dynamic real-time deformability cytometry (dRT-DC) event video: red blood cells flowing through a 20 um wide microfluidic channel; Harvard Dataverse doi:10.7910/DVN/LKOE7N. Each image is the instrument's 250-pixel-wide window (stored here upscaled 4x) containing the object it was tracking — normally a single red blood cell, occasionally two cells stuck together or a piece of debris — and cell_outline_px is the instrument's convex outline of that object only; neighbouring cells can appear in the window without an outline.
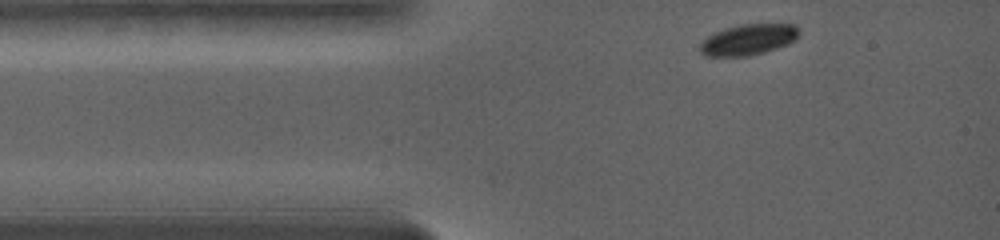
{"species": "common noctule bat (a hibernating species)", "species_latin": "Nyctalus noctula", "temperature_condition": "warm", "stored_images_in_passage": 21, "camera_frame_rate_fps": 5000, "um_per_image_px": 0.085, "animal": {"sex": "female", "body_mass_g": 19.0, "forearm_length_mm": 56.7}, "frame": {"image": 1, "passage_image": 1, "time_ms": 0.0, "image_size_px": [1000, 240], "cell_outline_px": [[800, 32], [796, 40], [788, 44], [764, 52], [748, 56], [708, 56], [700, 52], [700, 44], [708, 36], [724, 28], [736, 24], [796, 24]], "centroid_in_image_um": [63.64, 3.35], "position_along_channel_um": 21.4, "area_um2": 17.86}}
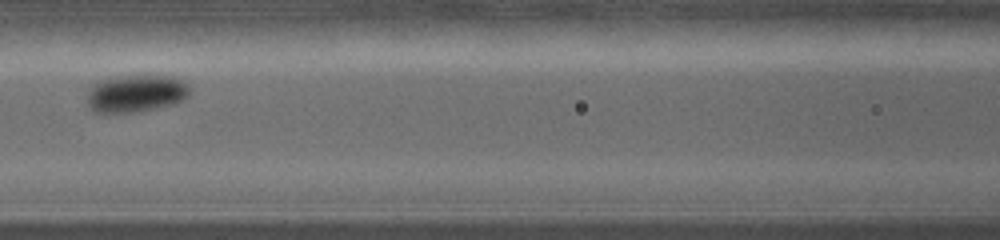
{"frame": {"image": 2, "passage_image": 10, "time_ms": 4.6, "image_size_px": [1000, 240], "cell_outline_px": [[192, 88], [188, 96], [172, 104], [136, 112], [96, 112], [88, 108], [88, 88], [104, 80], [128, 76], [164, 76], [180, 80], [188, 84]], "centroid_in_image_um": [11.56, 7.96], "position_along_channel_um": 155.0, "area_um2": 21.79}}
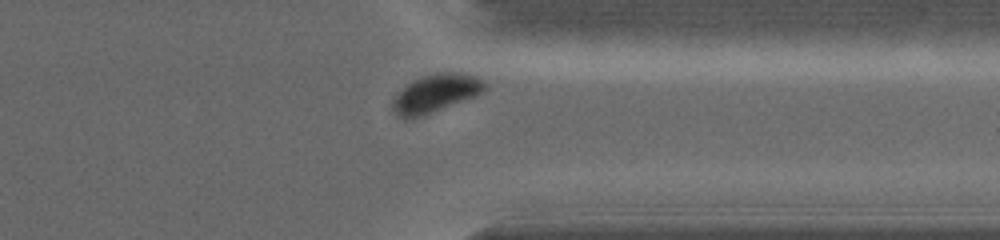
{"frame": {"image": 3, "passage_image": 18, "time_ms": 10.8, "image_size_px": [1000, 240], "cell_outline_px": [[488, 88], [472, 96], [420, 116], [404, 120], [396, 116], [392, 108], [392, 100], [412, 80], [424, 76], [440, 72], [448, 72], [472, 76], [484, 80]], "centroid_in_image_um": [36.97, 7.94], "position_along_channel_um": 374.4, "area_um2": 19.65}, "authors_computed_cell_mechanics": {"area_um2": 20.1144, "velocity_mm_per_s": 3.5517, "shape_relaxation_time_tau1_ms": 1.6075, "shape_relaxation_time_tau2_ms": null, "deformation_change_tau1": 0.1083, "deformation_change_tau2": null}}